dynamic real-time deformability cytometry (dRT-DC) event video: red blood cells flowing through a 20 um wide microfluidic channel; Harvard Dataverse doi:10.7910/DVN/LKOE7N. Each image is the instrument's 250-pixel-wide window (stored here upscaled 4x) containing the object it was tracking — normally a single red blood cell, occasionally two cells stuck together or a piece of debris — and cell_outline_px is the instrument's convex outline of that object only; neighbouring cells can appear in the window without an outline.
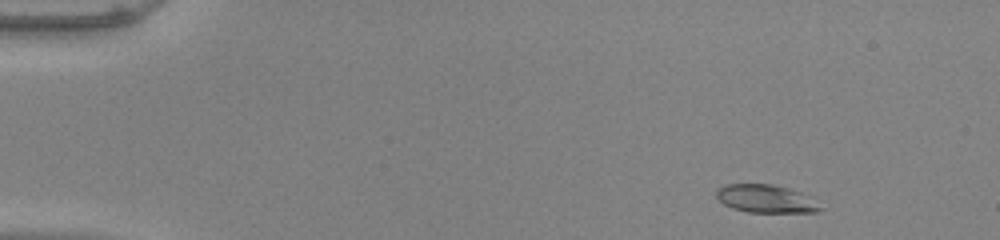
{"species": "common noctule bat (a hibernating species)", "species_latin": "Nyctalus noctula", "temperature_condition": "warm", "stored_images_in_passage": 48, "camera_frame_rate_fps": 3000, "um_per_image_px": 0.085, "animal": {"sex": "male", "body_mass_g": 20.0, "forearm_length_mm": 53.3}, "frame": {"image": 1, "passage_image": 2, "time_ms": 0.333, "image_size_px": [1000, 240], "cell_outline_px": [[820, 208], [816, 212], [748, 212], [732, 208], [724, 204], [716, 196], [716, 192], [724, 184], [772, 184], [788, 188], [816, 196]], "centroid_in_image_um": [65.16, 16.88], "position_along_channel_um": 19.8, "area_um2": 17.11}}
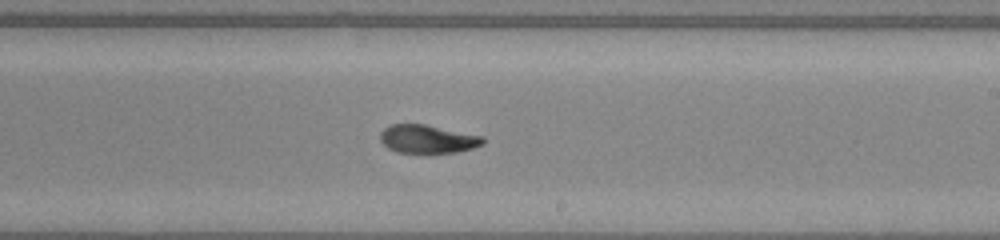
{"frame": {"image": 2, "passage_image": 28, "time_ms": 9.0, "image_size_px": [1000, 240], "cell_outline_px": [[484, 144], [472, 148], [456, 152], [396, 152], [388, 148], [380, 140], [380, 132], [388, 124], [424, 124], [484, 136]], "centroid_in_image_um": [36.33, 11.8], "position_along_channel_um": 252.7, "area_um2": 16.88}}
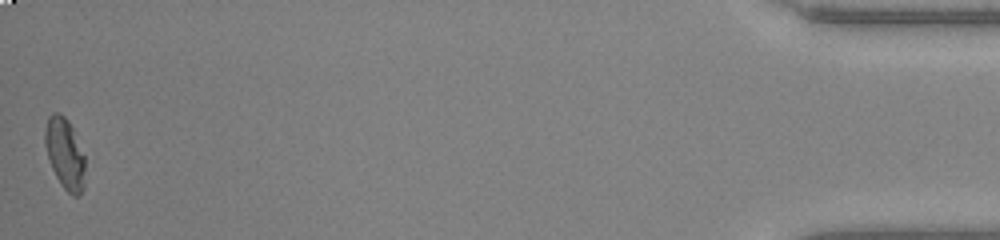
{"frame": {"image": 3, "passage_image": 48, "time_ms": 15.667, "image_size_px": [1000, 240], "cell_outline_px": [[84, 188], [80, 196], [72, 196], [60, 184], [52, 168], [44, 144], [44, 128], [48, 116], [52, 112], [60, 112], [68, 120], [72, 128], [84, 156]], "centroid_in_image_um": [5.49, 13.05], "position_along_channel_um": 429.7, "area_um2": 16.65}, "authors_computed_cell_mechanics": {"area_um2": 17.4556, "velocity_mm_per_s": 3.9827, "shape_relaxation_time_tau1_ms": 3.6404, "shape_relaxation_time_tau2_ms": 3.3624, "deformation_change_tau1": 0.164, "deformation_change_tau2": 0.0822}}